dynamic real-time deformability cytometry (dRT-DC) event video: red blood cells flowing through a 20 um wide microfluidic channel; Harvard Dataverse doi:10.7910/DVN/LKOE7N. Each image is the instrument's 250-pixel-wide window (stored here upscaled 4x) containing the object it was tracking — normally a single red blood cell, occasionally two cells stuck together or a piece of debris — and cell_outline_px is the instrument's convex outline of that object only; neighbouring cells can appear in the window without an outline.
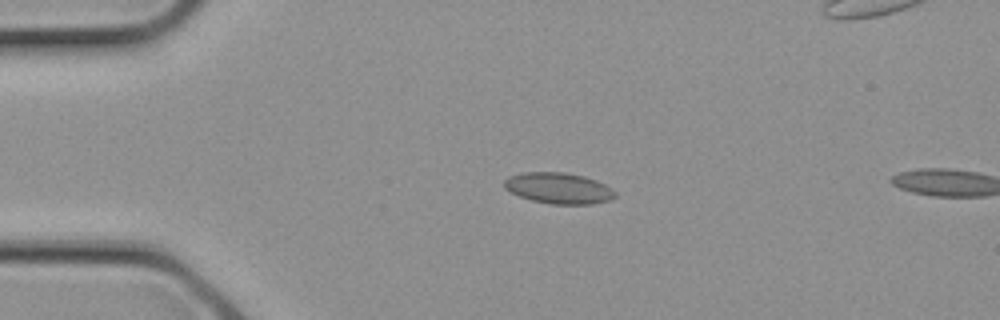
{"species": "common noctule bat (a hibernating species)", "species_latin": "Nyctalus noctula", "temperature_condition": "cold", "stored_images_in_passage": 3, "camera_frame_rate_fps": 3000, "um_per_image_px": 0.085, "animal": {"sex": "female", "body_mass_g": 21.9}, "frame": {"image": 1, "passage_image": 2, "time_ms": 0.333, "image_size_px": [1000, 320], "cell_outline_px": [[616, 196], [612, 200], [592, 204], [548, 204], [532, 200], [520, 196], [504, 188], [504, 180], [508, 176], [524, 172], [564, 172], [584, 176], [596, 180], [612, 188], [616, 192]], "centroid_in_image_um": [47.5, 16.0], "position_along_channel_um": 37.5, "area_um2": 20.17}}